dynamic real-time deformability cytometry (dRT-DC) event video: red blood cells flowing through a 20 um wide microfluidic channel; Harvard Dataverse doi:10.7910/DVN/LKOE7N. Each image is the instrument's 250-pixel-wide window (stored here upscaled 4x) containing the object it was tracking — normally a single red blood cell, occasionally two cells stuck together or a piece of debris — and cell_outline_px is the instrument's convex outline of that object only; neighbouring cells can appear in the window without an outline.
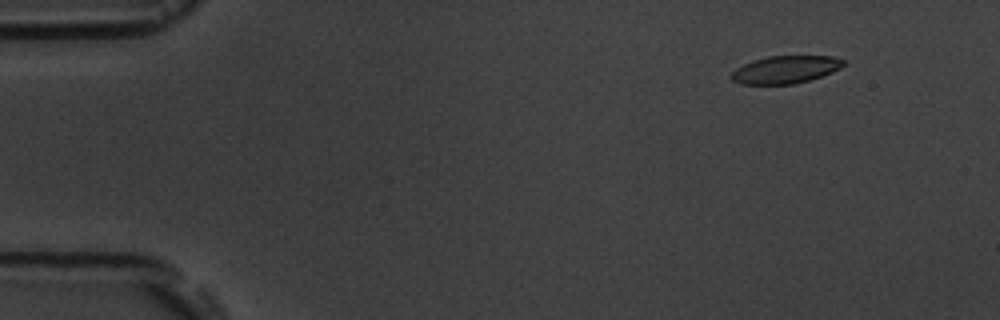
{"species": "common noctule bat (a hibernating species)", "species_latin": "Nyctalus noctula", "temperature_condition": "room temperature", "stored_images_in_passage": 4, "camera_frame_rate_fps": 3000, "um_per_image_px": 0.085, "animal": {"sex": "male", "body_mass_g": 19.5, "forearm_length_mm": 54.6}, "frame": {"image": 1, "passage_image": 1, "time_ms": 0.0, "image_size_px": [1000, 320], "cell_outline_px": [[844, 64], [840, 68], [832, 72], [808, 80], [792, 84], [740, 84], [732, 80], [728, 76], [736, 68], [752, 60], [768, 56], [832, 56], [844, 60]], "centroid_in_image_um": [66.71, 5.91], "position_along_channel_um": 18.3, "area_um2": 17.98}}
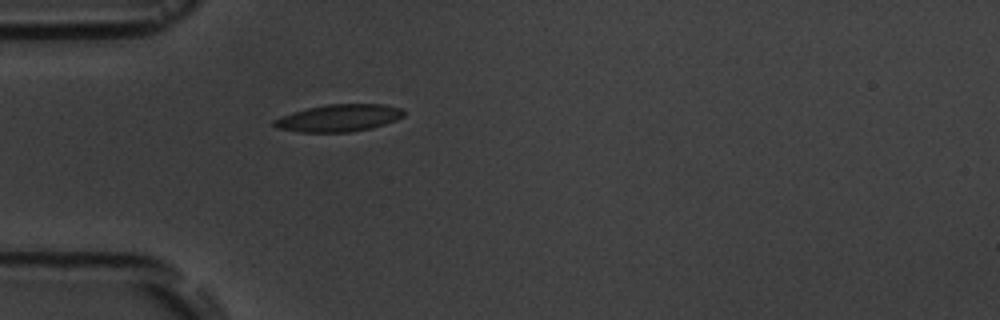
{"frame": {"image": 2, "passage_image": 4, "time_ms": 3.667, "image_size_px": [1000, 320], "cell_outline_px": [[404, 116], [396, 120], [372, 128], [352, 132], [300, 132], [276, 128], [272, 124], [272, 120], [292, 112], [308, 108], [328, 104], [384, 104], [400, 108], [404, 112]], "centroid_in_image_um": [28.79, 10.03], "position_along_channel_um": 56.2, "area_um2": 20.58}}